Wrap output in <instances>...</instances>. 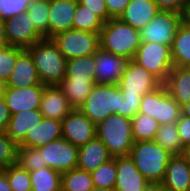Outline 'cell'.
Wrapping results in <instances>:
<instances>
[{"instance_id":"15","label":"cell","mask_w":190,"mask_h":191,"mask_svg":"<svg viewBox=\"0 0 190 191\" xmlns=\"http://www.w3.org/2000/svg\"><path fill=\"white\" fill-rule=\"evenodd\" d=\"M45 85H35L21 88H4L3 99L10 114L20 111L40 109L41 97Z\"/></svg>"},{"instance_id":"24","label":"cell","mask_w":190,"mask_h":191,"mask_svg":"<svg viewBox=\"0 0 190 191\" xmlns=\"http://www.w3.org/2000/svg\"><path fill=\"white\" fill-rule=\"evenodd\" d=\"M43 118L40 109L20 111L12 114L5 133L19 145L24 140L27 131L37 126Z\"/></svg>"},{"instance_id":"40","label":"cell","mask_w":190,"mask_h":191,"mask_svg":"<svg viewBox=\"0 0 190 191\" xmlns=\"http://www.w3.org/2000/svg\"><path fill=\"white\" fill-rule=\"evenodd\" d=\"M18 145L5 132H0V161L7 167L16 164Z\"/></svg>"},{"instance_id":"43","label":"cell","mask_w":190,"mask_h":191,"mask_svg":"<svg viewBox=\"0 0 190 191\" xmlns=\"http://www.w3.org/2000/svg\"><path fill=\"white\" fill-rule=\"evenodd\" d=\"M159 11H172L184 15L190 0H154Z\"/></svg>"},{"instance_id":"52","label":"cell","mask_w":190,"mask_h":191,"mask_svg":"<svg viewBox=\"0 0 190 191\" xmlns=\"http://www.w3.org/2000/svg\"><path fill=\"white\" fill-rule=\"evenodd\" d=\"M183 156L189 161L190 163V145L184 148Z\"/></svg>"},{"instance_id":"55","label":"cell","mask_w":190,"mask_h":191,"mask_svg":"<svg viewBox=\"0 0 190 191\" xmlns=\"http://www.w3.org/2000/svg\"><path fill=\"white\" fill-rule=\"evenodd\" d=\"M5 169H6V166L0 161V174L4 173Z\"/></svg>"},{"instance_id":"2","label":"cell","mask_w":190,"mask_h":191,"mask_svg":"<svg viewBox=\"0 0 190 191\" xmlns=\"http://www.w3.org/2000/svg\"><path fill=\"white\" fill-rule=\"evenodd\" d=\"M27 50L44 85H58L66 75L67 59L51 38H43Z\"/></svg>"},{"instance_id":"19","label":"cell","mask_w":190,"mask_h":191,"mask_svg":"<svg viewBox=\"0 0 190 191\" xmlns=\"http://www.w3.org/2000/svg\"><path fill=\"white\" fill-rule=\"evenodd\" d=\"M44 85L41 83L32 55L24 49L18 56L16 65L11 72L10 78L5 84L9 88L30 87Z\"/></svg>"},{"instance_id":"27","label":"cell","mask_w":190,"mask_h":191,"mask_svg":"<svg viewBox=\"0 0 190 191\" xmlns=\"http://www.w3.org/2000/svg\"><path fill=\"white\" fill-rule=\"evenodd\" d=\"M173 66L186 68L190 65V25L183 21L171 45Z\"/></svg>"},{"instance_id":"4","label":"cell","mask_w":190,"mask_h":191,"mask_svg":"<svg viewBox=\"0 0 190 191\" xmlns=\"http://www.w3.org/2000/svg\"><path fill=\"white\" fill-rule=\"evenodd\" d=\"M96 133L113 158L130 156L135 142L130 118L116 113L111 114L96 125Z\"/></svg>"},{"instance_id":"35","label":"cell","mask_w":190,"mask_h":191,"mask_svg":"<svg viewBox=\"0 0 190 191\" xmlns=\"http://www.w3.org/2000/svg\"><path fill=\"white\" fill-rule=\"evenodd\" d=\"M94 188L114 189L117 177V157L100 165L91 172Z\"/></svg>"},{"instance_id":"6","label":"cell","mask_w":190,"mask_h":191,"mask_svg":"<svg viewBox=\"0 0 190 191\" xmlns=\"http://www.w3.org/2000/svg\"><path fill=\"white\" fill-rule=\"evenodd\" d=\"M140 113L149 115L160 124H173L181 116V106L171 97L164 84L141 98Z\"/></svg>"},{"instance_id":"12","label":"cell","mask_w":190,"mask_h":191,"mask_svg":"<svg viewBox=\"0 0 190 191\" xmlns=\"http://www.w3.org/2000/svg\"><path fill=\"white\" fill-rule=\"evenodd\" d=\"M97 136L96 125L79 109H73L62 120V138L80 147Z\"/></svg>"},{"instance_id":"21","label":"cell","mask_w":190,"mask_h":191,"mask_svg":"<svg viewBox=\"0 0 190 191\" xmlns=\"http://www.w3.org/2000/svg\"><path fill=\"white\" fill-rule=\"evenodd\" d=\"M112 158L106 145L96 136L85 145L78 147L76 168L91 173Z\"/></svg>"},{"instance_id":"36","label":"cell","mask_w":190,"mask_h":191,"mask_svg":"<svg viewBox=\"0 0 190 191\" xmlns=\"http://www.w3.org/2000/svg\"><path fill=\"white\" fill-rule=\"evenodd\" d=\"M16 164L29 172L48 167L45 163H43V159L38 148L28 146L17 147Z\"/></svg>"},{"instance_id":"31","label":"cell","mask_w":190,"mask_h":191,"mask_svg":"<svg viewBox=\"0 0 190 191\" xmlns=\"http://www.w3.org/2000/svg\"><path fill=\"white\" fill-rule=\"evenodd\" d=\"M96 82H73V80H62L58 86L68 98L73 109H78L90 94Z\"/></svg>"},{"instance_id":"51","label":"cell","mask_w":190,"mask_h":191,"mask_svg":"<svg viewBox=\"0 0 190 191\" xmlns=\"http://www.w3.org/2000/svg\"><path fill=\"white\" fill-rule=\"evenodd\" d=\"M183 21H185L188 25H190V2L187 5L186 11L183 15Z\"/></svg>"},{"instance_id":"38","label":"cell","mask_w":190,"mask_h":191,"mask_svg":"<svg viewBox=\"0 0 190 191\" xmlns=\"http://www.w3.org/2000/svg\"><path fill=\"white\" fill-rule=\"evenodd\" d=\"M24 49L17 46L0 47V80L6 84L16 65L19 54Z\"/></svg>"},{"instance_id":"18","label":"cell","mask_w":190,"mask_h":191,"mask_svg":"<svg viewBox=\"0 0 190 191\" xmlns=\"http://www.w3.org/2000/svg\"><path fill=\"white\" fill-rule=\"evenodd\" d=\"M78 2L76 0H49V38L59 32L73 29Z\"/></svg>"},{"instance_id":"20","label":"cell","mask_w":190,"mask_h":191,"mask_svg":"<svg viewBox=\"0 0 190 191\" xmlns=\"http://www.w3.org/2000/svg\"><path fill=\"white\" fill-rule=\"evenodd\" d=\"M170 191H190V163L183 155H173L161 182Z\"/></svg>"},{"instance_id":"50","label":"cell","mask_w":190,"mask_h":191,"mask_svg":"<svg viewBox=\"0 0 190 191\" xmlns=\"http://www.w3.org/2000/svg\"><path fill=\"white\" fill-rule=\"evenodd\" d=\"M181 115L190 118V102L181 105Z\"/></svg>"},{"instance_id":"53","label":"cell","mask_w":190,"mask_h":191,"mask_svg":"<svg viewBox=\"0 0 190 191\" xmlns=\"http://www.w3.org/2000/svg\"><path fill=\"white\" fill-rule=\"evenodd\" d=\"M5 83L0 80V97L4 94Z\"/></svg>"},{"instance_id":"32","label":"cell","mask_w":190,"mask_h":191,"mask_svg":"<svg viewBox=\"0 0 190 191\" xmlns=\"http://www.w3.org/2000/svg\"><path fill=\"white\" fill-rule=\"evenodd\" d=\"M132 136L135 142L154 140L160 123L149 115L138 112L132 119Z\"/></svg>"},{"instance_id":"25","label":"cell","mask_w":190,"mask_h":191,"mask_svg":"<svg viewBox=\"0 0 190 191\" xmlns=\"http://www.w3.org/2000/svg\"><path fill=\"white\" fill-rule=\"evenodd\" d=\"M164 85L180 106L190 102V71L187 68L174 66Z\"/></svg>"},{"instance_id":"1","label":"cell","mask_w":190,"mask_h":191,"mask_svg":"<svg viewBox=\"0 0 190 191\" xmlns=\"http://www.w3.org/2000/svg\"><path fill=\"white\" fill-rule=\"evenodd\" d=\"M100 48L109 53L133 60L141 45L140 30L122 22L119 18H111L100 30Z\"/></svg>"},{"instance_id":"39","label":"cell","mask_w":190,"mask_h":191,"mask_svg":"<svg viewBox=\"0 0 190 191\" xmlns=\"http://www.w3.org/2000/svg\"><path fill=\"white\" fill-rule=\"evenodd\" d=\"M30 0H0V19L4 21L27 11Z\"/></svg>"},{"instance_id":"17","label":"cell","mask_w":190,"mask_h":191,"mask_svg":"<svg viewBox=\"0 0 190 191\" xmlns=\"http://www.w3.org/2000/svg\"><path fill=\"white\" fill-rule=\"evenodd\" d=\"M72 110L68 98L58 85H45L40 103L44 118L62 121Z\"/></svg>"},{"instance_id":"23","label":"cell","mask_w":190,"mask_h":191,"mask_svg":"<svg viewBox=\"0 0 190 191\" xmlns=\"http://www.w3.org/2000/svg\"><path fill=\"white\" fill-rule=\"evenodd\" d=\"M159 12L154 0H130L119 19L137 30L144 28Z\"/></svg>"},{"instance_id":"11","label":"cell","mask_w":190,"mask_h":191,"mask_svg":"<svg viewBox=\"0 0 190 191\" xmlns=\"http://www.w3.org/2000/svg\"><path fill=\"white\" fill-rule=\"evenodd\" d=\"M162 83L144 67L129 60L122 78L117 83L122 95L144 96Z\"/></svg>"},{"instance_id":"48","label":"cell","mask_w":190,"mask_h":191,"mask_svg":"<svg viewBox=\"0 0 190 191\" xmlns=\"http://www.w3.org/2000/svg\"><path fill=\"white\" fill-rule=\"evenodd\" d=\"M0 191H12L5 173L0 174Z\"/></svg>"},{"instance_id":"8","label":"cell","mask_w":190,"mask_h":191,"mask_svg":"<svg viewBox=\"0 0 190 191\" xmlns=\"http://www.w3.org/2000/svg\"><path fill=\"white\" fill-rule=\"evenodd\" d=\"M133 61L148 70L162 84L174 67L170 46L159 43L141 42Z\"/></svg>"},{"instance_id":"41","label":"cell","mask_w":190,"mask_h":191,"mask_svg":"<svg viewBox=\"0 0 190 191\" xmlns=\"http://www.w3.org/2000/svg\"><path fill=\"white\" fill-rule=\"evenodd\" d=\"M142 96L123 95L121 115L132 119L140 109Z\"/></svg>"},{"instance_id":"13","label":"cell","mask_w":190,"mask_h":191,"mask_svg":"<svg viewBox=\"0 0 190 191\" xmlns=\"http://www.w3.org/2000/svg\"><path fill=\"white\" fill-rule=\"evenodd\" d=\"M5 27L8 44L11 46L27 49L43 39L34 28L27 11L5 20Z\"/></svg>"},{"instance_id":"29","label":"cell","mask_w":190,"mask_h":191,"mask_svg":"<svg viewBox=\"0 0 190 191\" xmlns=\"http://www.w3.org/2000/svg\"><path fill=\"white\" fill-rule=\"evenodd\" d=\"M27 12L36 31L49 38V0H30Z\"/></svg>"},{"instance_id":"28","label":"cell","mask_w":190,"mask_h":191,"mask_svg":"<svg viewBox=\"0 0 190 191\" xmlns=\"http://www.w3.org/2000/svg\"><path fill=\"white\" fill-rule=\"evenodd\" d=\"M31 178L32 191H61L62 173L44 167L29 172Z\"/></svg>"},{"instance_id":"3","label":"cell","mask_w":190,"mask_h":191,"mask_svg":"<svg viewBox=\"0 0 190 191\" xmlns=\"http://www.w3.org/2000/svg\"><path fill=\"white\" fill-rule=\"evenodd\" d=\"M173 155L154 140L134 142L130 157L136 168L151 184L161 183Z\"/></svg>"},{"instance_id":"47","label":"cell","mask_w":190,"mask_h":191,"mask_svg":"<svg viewBox=\"0 0 190 191\" xmlns=\"http://www.w3.org/2000/svg\"><path fill=\"white\" fill-rule=\"evenodd\" d=\"M8 40L6 36L5 21L0 19V47L8 46Z\"/></svg>"},{"instance_id":"45","label":"cell","mask_w":190,"mask_h":191,"mask_svg":"<svg viewBox=\"0 0 190 191\" xmlns=\"http://www.w3.org/2000/svg\"><path fill=\"white\" fill-rule=\"evenodd\" d=\"M130 0H105L107 5L108 14L112 18H119L125 11Z\"/></svg>"},{"instance_id":"34","label":"cell","mask_w":190,"mask_h":191,"mask_svg":"<svg viewBox=\"0 0 190 191\" xmlns=\"http://www.w3.org/2000/svg\"><path fill=\"white\" fill-rule=\"evenodd\" d=\"M104 23L105 22L100 17L95 15L93 12L78 2L73 20V29L100 33Z\"/></svg>"},{"instance_id":"37","label":"cell","mask_w":190,"mask_h":191,"mask_svg":"<svg viewBox=\"0 0 190 191\" xmlns=\"http://www.w3.org/2000/svg\"><path fill=\"white\" fill-rule=\"evenodd\" d=\"M12 191H32L31 178L29 171L12 164L4 170Z\"/></svg>"},{"instance_id":"9","label":"cell","mask_w":190,"mask_h":191,"mask_svg":"<svg viewBox=\"0 0 190 191\" xmlns=\"http://www.w3.org/2000/svg\"><path fill=\"white\" fill-rule=\"evenodd\" d=\"M183 15L172 11H159L153 19L140 30L141 42L172 45Z\"/></svg>"},{"instance_id":"10","label":"cell","mask_w":190,"mask_h":191,"mask_svg":"<svg viewBox=\"0 0 190 191\" xmlns=\"http://www.w3.org/2000/svg\"><path fill=\"white\" fill-rule=\"evenodd\" d=\"M43 163L63 173L75 169L78 163V147L64 138H59L38 148Z\"/></svg>"},{"instance_id":"49","label":"cell","mask_w":190,"mask_h":191,"mask_svg":"<svg viewBox=\"0 0 190 191\" xmlns=\"http://www.w3.org/2000/svg\"><path fill=\"white\" fill-rule=\"evenodd\" d=\"M144 191H170L165 186H163L161 183L157 184H150V186L145 189Z\"/></svg>"},{"instance_id":"22","label":"cell","mask_w":190,"mask_h":191,"mask_svg":"<svg viewBox=\"0 0 190 191\" xmlns=\"http://www.w3.org/2000/svg\"><path fill=\"white\" fill-rule=\"evenodd\" d=\"M62 138V121L43 118L32 130L27 131L24 140L18 146L39 148Z\"/></svg>"},{"instance_id":"26","label":"cell","mask_w":190,"mask_h":191,"mask_svg":"<svg viewBox=\"0 0 190 191\" xmlns=\"http://www.w3.org/2000/svg\"><path fill=\"white\" fill-rule=\"evenodd\" d=\"M96 64L94 55L67 60L66 75L63 80L73 82H96Z\"/></svg>"},{"instance_id":"42","label":"cell","mask_w":190,"mask_h":191,"mask_svg":"<svg viewBox=\"0 0 190 191\" xmlns=\"http://www.w3.org/2000/svg\"><path fill=\"white\" fill-rule=\"evenodd\" d=\"M79 3L107 22L112 17L108 14L105 0H79Z\"/></svg>"},{"instance_id":"33","label":"cell","mask_w":190,"mask_h":191,"mask_svg":"<svg viewBox=\"0 0 190 191\" xmlns=\"http://www.w3.org/2000/svg\"><path fill=\"white\" fill-rule=\"evenodd\" d=\"M154 141L172 155H183L184 148L180 141L176 123L160 124Z\"/></svg>"},{"instance_id":"5","label":"cell","mask_w":190,"mask_h":191,"mask_svg":"<svg viewBox=\"0 0 190 191\" xmlns=\"http://www.w3.org/2000/svg\"><path fill=\"white\" fill-rule=\"evenodd\" d=\"M122 92L117 84H95L78 108L95 125L111 114L121 115Z\"/></svg>"},{"instance_id":"44","label":"cell","mask_w":190,"mask_h":191,"mask_svg":"<svg viewBox=\"0 0 190 191\" xmlns=\"http://www.w3.org/2000/svg\"><path fill=\"white\" fill-rule=\"evenodd\" d=\"M176 126L181 144L185 148L190 145V118L181 115Z\"/></svg>"},{"instance_id":"54","label":"cell","mask_w":190,"mask_h":191,"mask_svg":"<svg viewBox=\"0 0 190 191\" xmlns=\"http://www.w3.org/2000/svg\"><path fill=\"white\" fill-rule=\"evenodd\" d=\"M92 191H115L114 189L108 188H94Z\"/></svg>"},{"instance_id":"30","label":"cell","mask_w":190,"mask_h":191,"mask_svg":"<svg viewBox=\"0 0 190 191\" xmlns=\"http://www.w3.org/2000/svg\"><path fill=\"white\" fill-rule=\"evenodd\" d=\"M93 189L90 172L75 168L62 173L61 191H92Z\"/></svg>"},{"instance_id":"14","label":"cell","mask_w":190,"mask_h":191,"mask_svg":"<svg viewBox=\"0 0 190 191\" xmlns=\"http://www.w3.org/2000/svg\"><path fill=\"white\" fill-rule=\"evenodd\" d=\"M96 84H117L123 76L128 59L109 53L101 48L94 54Z\"/></svg>"},{"instance_id":"7","label":"cell","mask_w":190,"mask_h":191,"mask_svg":"<svg viewBox=\"0 0 190 191\" xmlns=\"http://www.w3.org/2000/svg\"><path fill=\"white\" fill-rule=\"evenodd\" d=\"M51 39L67 60L94 55L100 49L99 33L70 29Z\"/></svg>"},{"instance_id":"16","label":"cell","mask_w":190,"mask_h":191,"mask_svg":"<svg viewBox=\"0 0 190 191\" xmlns=\"http://www.w3.org/2000/svg\"><path fill=\"white\" fill-rule=\"evenodd\" d=\"M130 156L117 157L115 191H144L150 186Z\"/></svg>"},{"instance_id":"46","label":"cell","mask_w":190,"mask_h":191,"mask_svg":"<svg viewBox=\"0 0 190 191\" xmlns=\"http://www.w3.org/2000/svg\"><path fill=\"white\" fill-rule=\"evenodd\" d=\"M11 118V114L8 106L6 105L3 97H0V132H5L8 122Z\"/></svg>"}]
</instances>
